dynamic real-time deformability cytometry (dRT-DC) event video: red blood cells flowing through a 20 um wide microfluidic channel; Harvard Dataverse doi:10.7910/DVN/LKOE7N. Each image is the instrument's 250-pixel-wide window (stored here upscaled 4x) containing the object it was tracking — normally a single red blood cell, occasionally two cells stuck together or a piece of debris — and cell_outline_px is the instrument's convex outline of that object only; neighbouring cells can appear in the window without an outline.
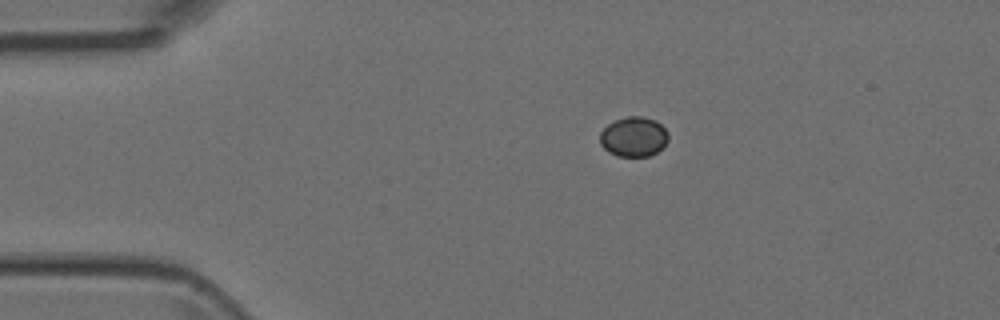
{"species": "Egyptian fruit bat (a non-hibernating species)", "species_latin": "Rousettus aegyptiacus", "temperature_condition": "room temperature", "stored_images_in_passage": 5, "camera_frame_rate_fps": 3000, "um_per_image_px": 0.085, "animal": {"sex": "female"}, "frame": {"image": 1, "passage_image": 1, "time_ms": 0.0, "image_size_px": [1000, 320], "cell_outline_px": [[668, 140], [656, 152], [648, 156], [616, 156], [608, 152], [600, 144], [600, 132], [608, 124], [624, 116], [640, 116], [656, 120], [668, 132]], "centroid_in_image_um": [53.84, 11.62], "position_along_channel_um": 31.2, "area_um2": 15.84}}
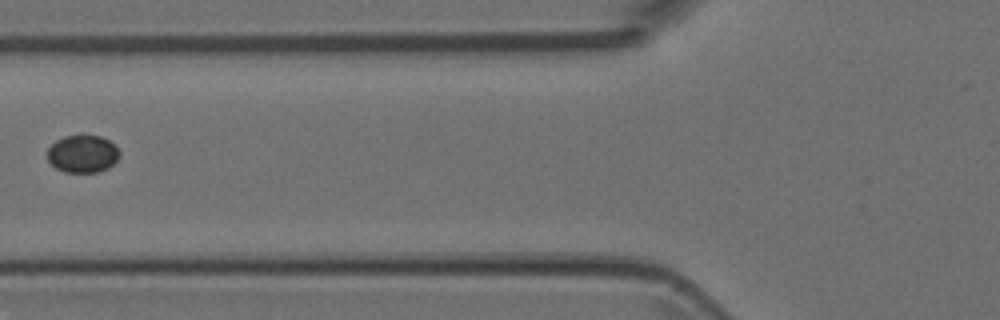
{"frame": {"image": 2, "passage_image": 4, "time_ms": 3.333, "image_size_px": [1000, 320], "cell_outline_px": [[120, 156], [108, 168], [96, 172], [64, 172], [56, 168], [48, 160], [48, 148], [56, 140], [64, 136], [100, 136], [116, 144], [120, 152]], "centroid_in_image_um": [7.04, 13.08], "position_along_channel_um": 118.8, "area_um2": 15.72}}
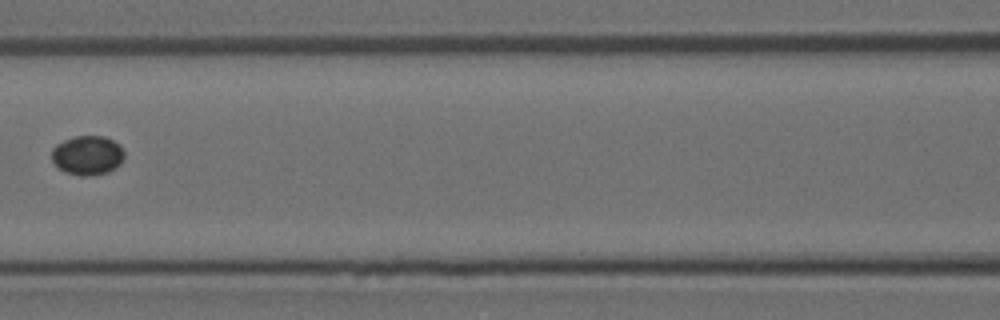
{"frame": {"image": 3, "passage_image": 5, "time_ms": 4.333, "image_size_px": [1000, 320], "cell_outline_px": [[124, 156], [120, 164], [116, 168], [108, 172], [92, 176], [80, 176], [64, 172], [52, 160], [52, 148], [56, 144], [64, 140], [76, 136], [104, 136], [120, 144], [124, 152]], "centroid_in_image_um": [7.45, 13.21], "position_along_channel_um": 159.2, "area_um2": 16.76}}